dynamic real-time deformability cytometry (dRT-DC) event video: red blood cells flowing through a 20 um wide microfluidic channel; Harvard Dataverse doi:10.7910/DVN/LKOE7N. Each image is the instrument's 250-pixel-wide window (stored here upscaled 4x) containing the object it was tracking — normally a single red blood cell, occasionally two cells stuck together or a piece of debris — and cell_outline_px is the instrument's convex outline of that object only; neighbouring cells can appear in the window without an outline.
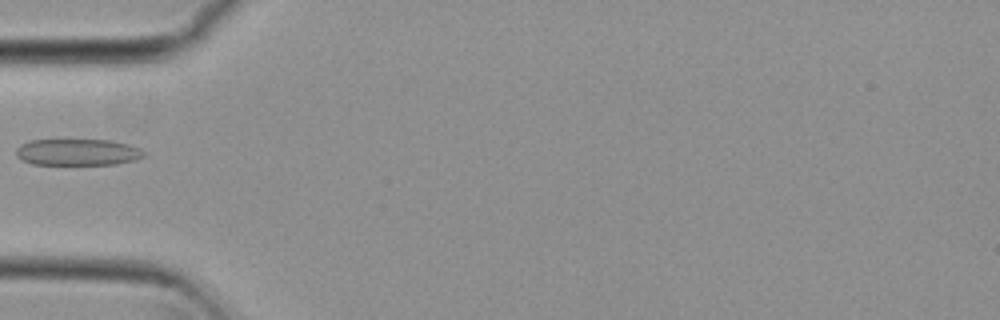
{"species": "common noctule bat (a hibernating species)", "species_latin": "Nyctalus noctula", "temperature_condition": "cold", "stored_images_in_passage": 14, "camera_frame_rate_fps": 3000, "um_per_image_px": 0.085, "animal": {"sex": "female", "body_mass_g": 29.2, "forearm_length_mm": 56.3}, "frame": {"image": 1, "passage_image": 1, "time_ms": 0.0, "image_size_px": [1000, 320], "cell_outline_px": [[148, 152], [144, 156], [136, 160], [116, 164], [32, 164], [16, 156], [16, 148], [20, 144], [32, 140], [112, 140], [128, 144], [140, 148]], "centroid_in_image_um": [6.64, 12.93], "position_along_channel_um": 78.4, "area_um2": 19.83}}
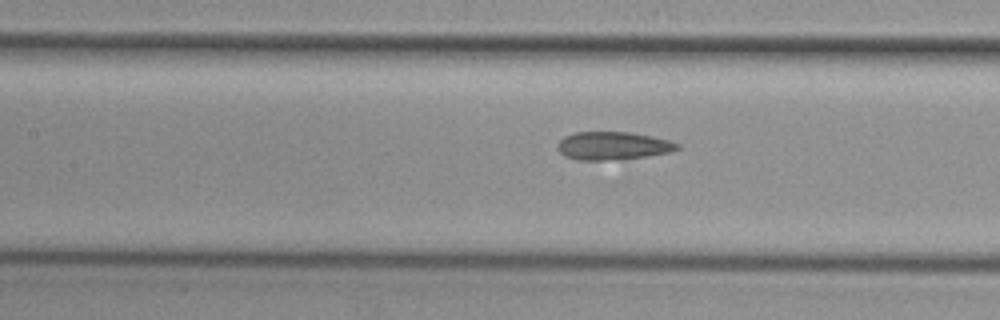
{"frame": {"image": 2, "passage_image": 7, "time_ms": 2.0, "image_size_px": [1000, 320], "cell_outline_px": [[680, 148], [672, 152], [648, 156], [600, 160], [576, 160], [564, 156], [556, 148], [556, 144], [564, 136], [576, 132], [632, 132], [652, 136], [668, 140], [680, 144]], "centroid_in_image_um": [52.08, 12.38], "position_along_channel_um": 155.3, "area_um2": 19.65}}